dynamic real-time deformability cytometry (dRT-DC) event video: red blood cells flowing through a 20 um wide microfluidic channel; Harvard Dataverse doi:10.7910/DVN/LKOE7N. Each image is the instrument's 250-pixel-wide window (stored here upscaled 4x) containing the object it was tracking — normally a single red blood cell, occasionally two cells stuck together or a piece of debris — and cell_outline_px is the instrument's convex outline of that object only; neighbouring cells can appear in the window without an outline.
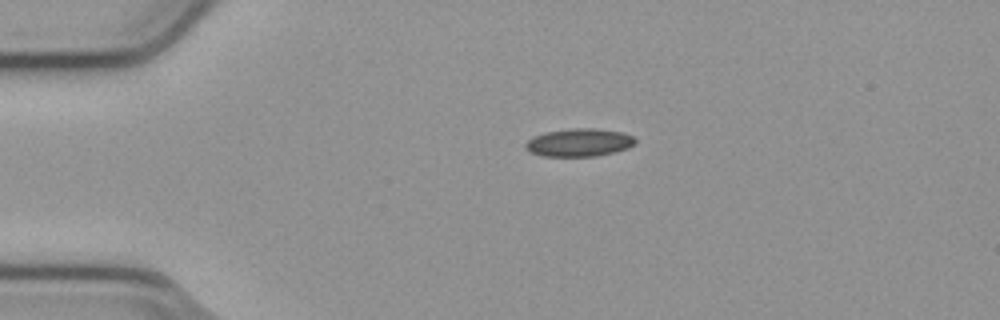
{"species": "common noctule bat (a hibernating species)", "species_latin": "Nyctalus noctula", "temperature_condition": "cold", "stored_images_in_passage": 43, "camera_frame_rate_fps": 3000, "um_per_image_px": 0.085, "animal": {"sex": "male", "body_mass_g": 23.1, "forearm_length_mm": 52.7}, "frame": {"image": 1, "passage_image": 1, "time_ms": 0.0, "image_size_px": [1000, 320], "cell_outline_px": [[636, 144], [628, 148], [596, 156], [544, 156], [532, 152], [524, 144], [528, 140], [536, 136], [548, 132], [572, 128], [592, 128], [620, 132], [632, 136], [636, 140]], "centroid_in_image_um": [49.27, 12.11], "position_along_channel_um": 35.7, "area_um2": 17.46}}
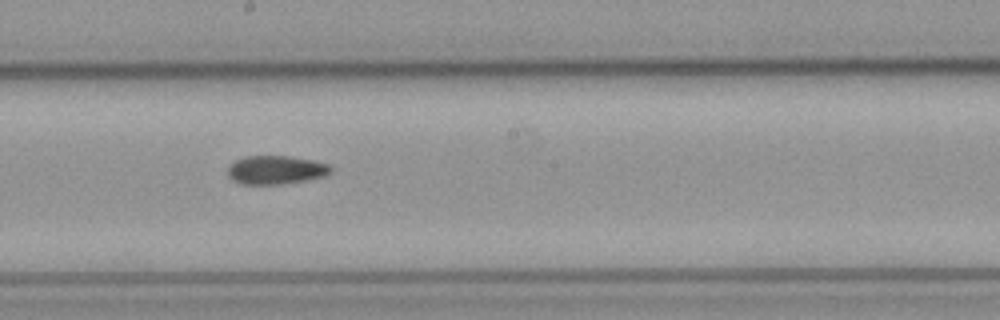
{"frame": {"image": 2, "passage_image": 19, "time_ms": 6.0, "image_size_px": [1000, 320], "cell_outline_px": [[332, 172], [324, 176], [304, 180], [280, 184], [240, 184], [232, 180], [228, 176], [228, 168], [236, 160], [244, 156], [288, 156], [312, 160], [328, 164], [332, 168]], "centroid_in_image_um": [23.43, 14.44], "position_along_channel_um": 224.8, "area_um2": 17.05}}
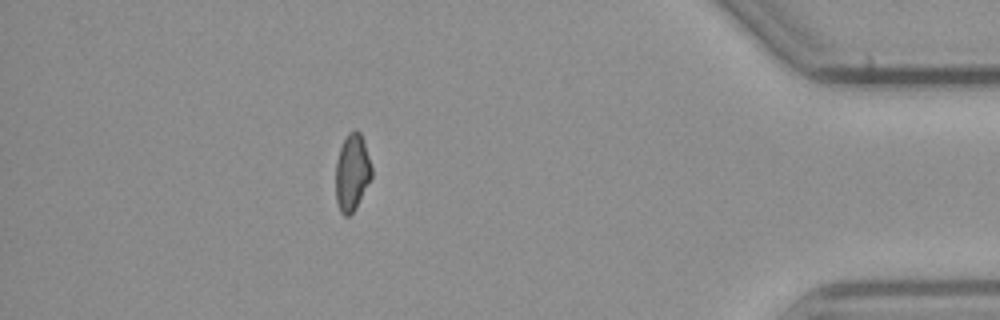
{"frame": {"image": 3, "passage_image": 37, "time_ms": 12.0, "image_size_px": [1000, 320], "cell_outline_px": [[372, 176], [356, 208], [348, 216], [344, 216], [340, 212], [336, 200], [336, 160], [340, 148], [348, 132], [356, 128], [360, 132], [364, 140], [372, 168]], "centroid_in_image_um": [29.93, 14.64], "position_along_channel_um": 405.3, "area_um2": 16.18}, "authors_computed_cell_mechanics": {"area_um2": 17.1088, "velocity_mm_per_s": 3.8034, "shape_relaxation_time_tau1_ms": null, "shape_relaxation_time_tau2_ms": 4.1314, "deformation_change_tau1": null, "deformation_change_tau2": 0.1058}}